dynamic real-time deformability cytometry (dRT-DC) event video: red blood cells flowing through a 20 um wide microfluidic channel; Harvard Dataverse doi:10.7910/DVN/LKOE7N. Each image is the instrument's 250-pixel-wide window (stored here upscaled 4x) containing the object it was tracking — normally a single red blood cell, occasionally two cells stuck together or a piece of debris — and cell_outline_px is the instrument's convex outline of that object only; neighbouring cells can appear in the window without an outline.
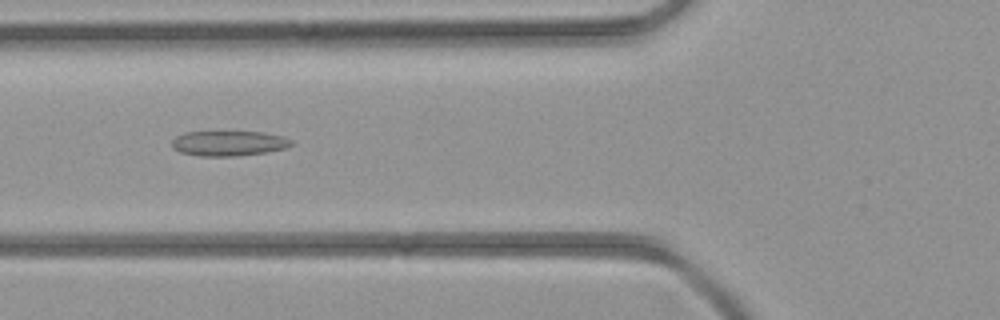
{"species": "common noctule bat (a hibernating species)", "species_latin": "Nyctalus noctula", "temperature_condition": "room temperature", "stored_images_in_passage": 33, "camera_frame_rate_fps": 3000, "um_per_image_px": 0.085, "animal": {"sex": "female", "body_mass_g": 21.9}, "frame": {"image": 1, "passage_image": 9, "time_ms": 2.667, "image_size_px": [1000, 320], "cell_outline_px": [[292, 144], [288, 148], [268, 152], [236, 156], [200, 156], [180, 152], [172, 148], [172, 140], [176, 136], [184, 132], [264, 132], [284, 136], [292, 140]], "centroid_in_image_um": [19.46, 12.18], "position_along_channel_um": 106.3, "area_um2": 17.63}}
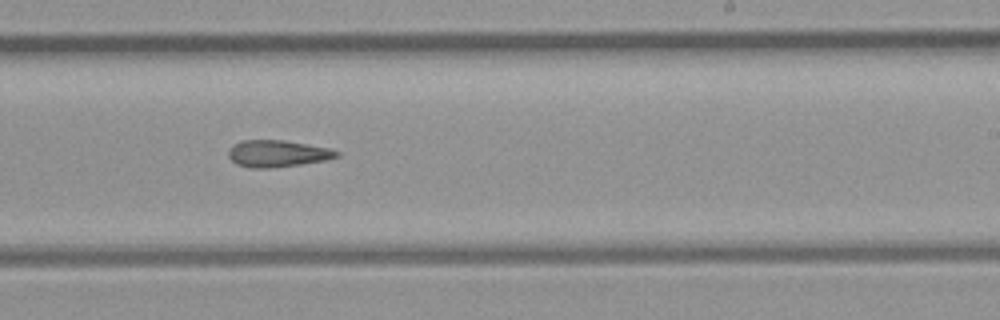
{"frame": {"image": 2, "passage_image": 19, "time_ms": 6.0, "image_size_px": [1000, 320], "cell_outline_px": [[340, 156], [328, 160], [300, 164], [268, 168], [248, 168], [236, 164], [228, 156], [228, 148], [232, 144], [240, 140], [284, 140], [328, 148], [340, 152]], "centroid_in_image_um": [23.55, 13.05], "position_along_channel_um": 265.5, "area_um2": 17.05}}
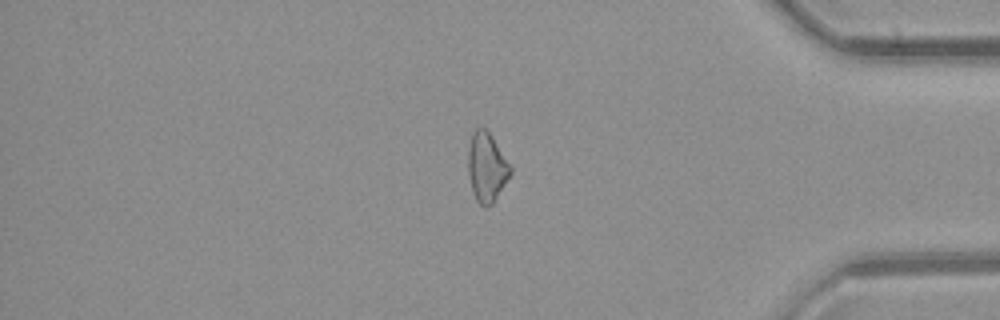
{"frame": {"image": 3, "passage_image": 29, "time_ms": 9.333, "image_size_px": [1000, 320], "cell_outline_px": [[512, 172], [492, 204], [488, 208], [484, 208], [476, 200], [472, 192], [468, 172], [468, 148], [472, 132], [476, 128], [484, 128], [488, 132], [512, 164]], "centroid_in_image_um": [41.37, 14.23], "position_along_channel_um": 393.8, "area_um2": 17.22}}